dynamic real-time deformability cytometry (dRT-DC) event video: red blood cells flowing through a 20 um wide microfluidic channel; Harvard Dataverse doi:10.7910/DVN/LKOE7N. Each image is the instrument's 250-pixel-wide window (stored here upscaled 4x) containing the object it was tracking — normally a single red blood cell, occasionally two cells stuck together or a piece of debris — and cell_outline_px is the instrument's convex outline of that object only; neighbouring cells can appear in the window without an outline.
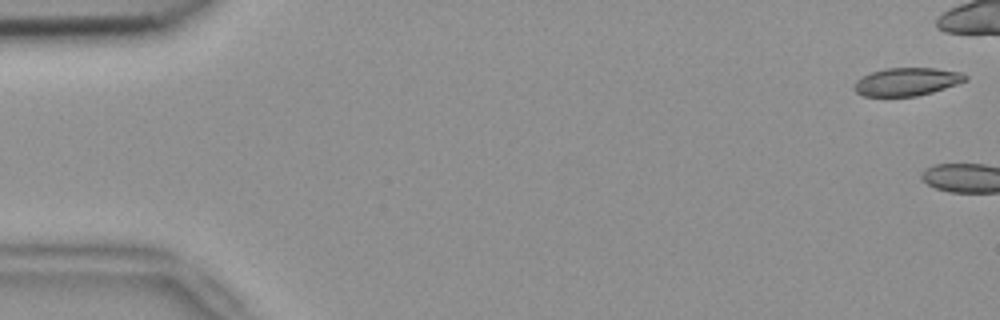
{"species": "common noctule bat (a hibernating species)", "species_latin": "Nyctalus noctula", "temperature_condition": "room temperature", "stored_images_in_passage": 3, "camera_frame_rate_fps": 3000, "um_per_image_px": 0.085, "animal": {"sex": "female", "body_mass_g": 18.4}, "frame": {"image": 1, "passage_image": 1, "time_ms": 0.0, "image_size_px": [1000, 320], "cell_outline_px": [[968, 80], [932, 92], [916, 96], [864, 96], [856, 92], [852, 88], [856, 80], [872, 72], [884, 68], [936, 68], [964, 72], [968, 76]], "centroid_in_image_um": [77.1, 6.94], "position_along_channel_um": 7.9, "area_um2": 18.21}}